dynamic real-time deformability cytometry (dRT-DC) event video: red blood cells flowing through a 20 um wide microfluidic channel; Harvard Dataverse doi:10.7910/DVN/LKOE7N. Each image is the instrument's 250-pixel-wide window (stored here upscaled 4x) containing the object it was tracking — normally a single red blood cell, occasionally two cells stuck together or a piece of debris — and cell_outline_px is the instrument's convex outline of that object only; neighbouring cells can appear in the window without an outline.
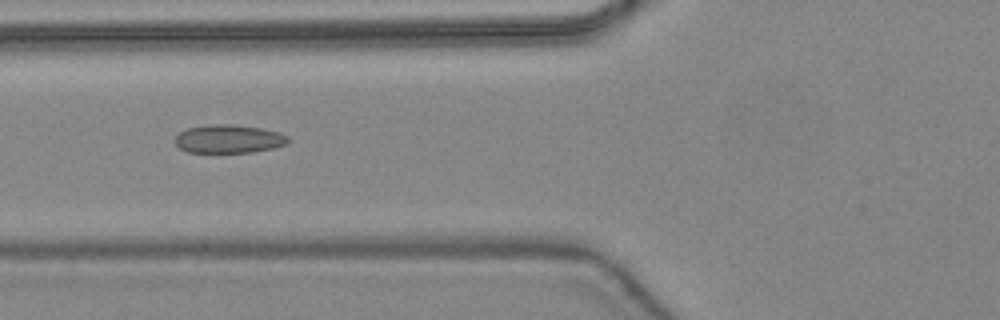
{"species": "common noctule bat (a hibernating species)", "species_latin": "Nyctalus noctula", "temperature_condition": "warm", "stored_images_in_passage": 45, "camera_frame_rate_fps": 3000, "um_per_image_px": 0.085, "animal": {"sex": "female", "body_mass_g": 24.6, "forearm_length_mm": 56.2}, "frame": {"image": 1, "passage_image": 19, "time_ms": 6.0, "image_size_px": [1000, 320], "cell_outline_px": [[288, 144], [272, 148], [252, 152], [188, 152], [180, 148], [176, 144], [176, 136], [180, 132], [188, 128], [208, 124], [228, 124], [260, 128], [280, 132], [288, 136]], "centroid_in_image_um": [19.46, 11.8], "position_along_channel_um": 106.3, "area_um2": 18.55}}
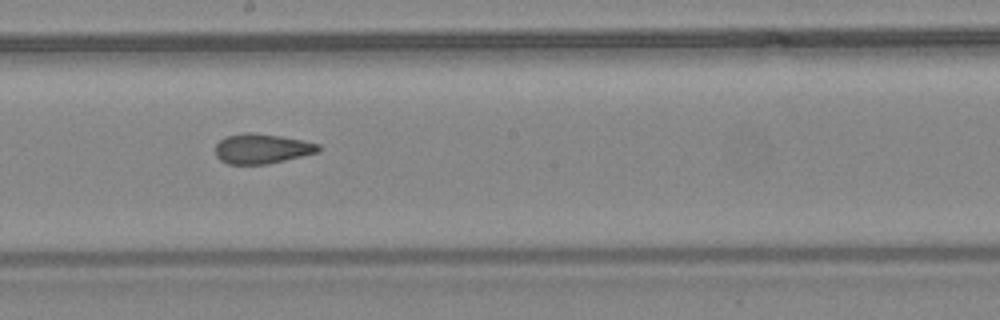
{"frame": {"image": 2, "passage_image": 27, "time_ms": 8.667, "image_size_px": [1000, 320], "cell_outline_px": [[320, 152], [268, 164], [228, 164], [220, 160], [216, 156], [216, 144], [220, 140], [228, 136], [244, 132], [252, 132], [280, 136], [304, 140], [320, 144]], "centroid_in_image_um": [22.28, 12.64], "position_along_channel_um": 225.9, "area_um2": 18.03}}
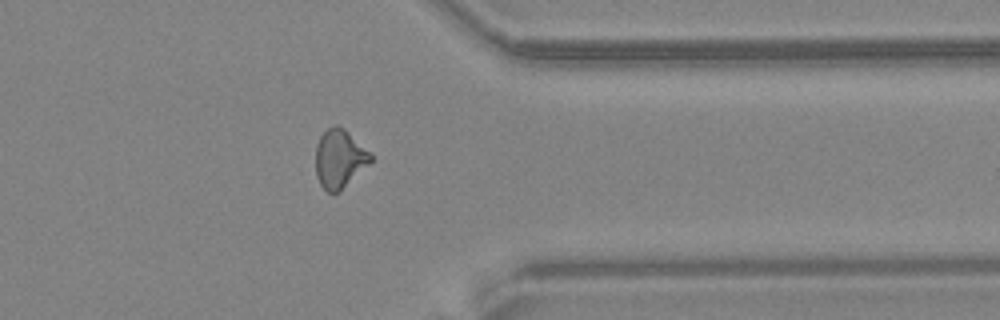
{"frame": {"image": 3, "passage_image": 38, "time_ms": 12.333, "image_size_px": [1000, 320], "cell_outline_px": [[372, 160], [340, 192], [328, 192], [320, 184], [316, 176], [316, 144], [320, 136], [332, 124], [336, 124], [344, 128], [372, 152]], "centroid_in_image_um": [28.86, 13.46], "position_along_channel_um": 382.5, "area_um2": 18.9}}